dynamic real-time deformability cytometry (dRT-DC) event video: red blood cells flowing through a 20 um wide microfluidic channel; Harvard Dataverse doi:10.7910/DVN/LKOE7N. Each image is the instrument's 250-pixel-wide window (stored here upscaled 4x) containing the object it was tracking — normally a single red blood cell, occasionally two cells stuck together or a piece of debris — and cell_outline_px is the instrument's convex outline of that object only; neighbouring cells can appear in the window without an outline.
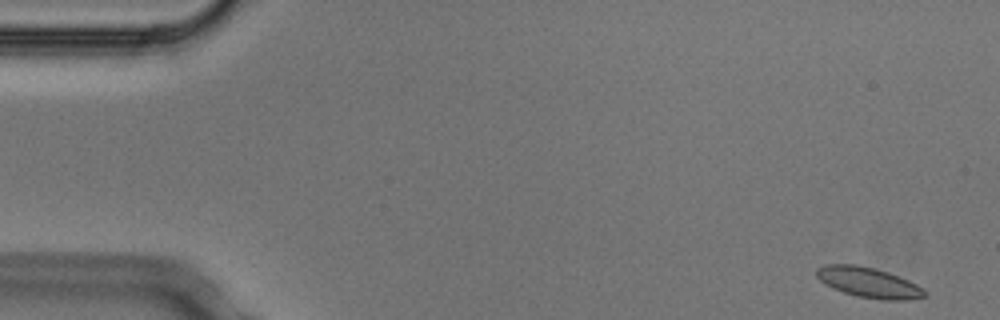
{"species": "Egyptian fruit bat (a non-hibernating species)", "species_latin": "Rousettus aegyptiacus", "temperature_condition": "cold", "stored_images_in_passage": 4, "camera_frame_rate_fps": 3000, "um_per_image_px": 0.085, "animal": {"sex": "male"}, "frame": {"image": 1, "passage_image": 1, "time_ms": 0.0, "image_size_px": [1000, 320], "cell_outline_px": [[928, 296], [908, 300], [884, 300], [856, 296], [832, 288], [820, 280], [816, 276], [816, 268], [824, 264], [856, 264], [888, 272], [908, 280], [916, 284], [928, 292]], "centroid_in_image_um": [73.84, 24.01], "position_along_channel_um": 11.2, "area_um2": 19.13}}
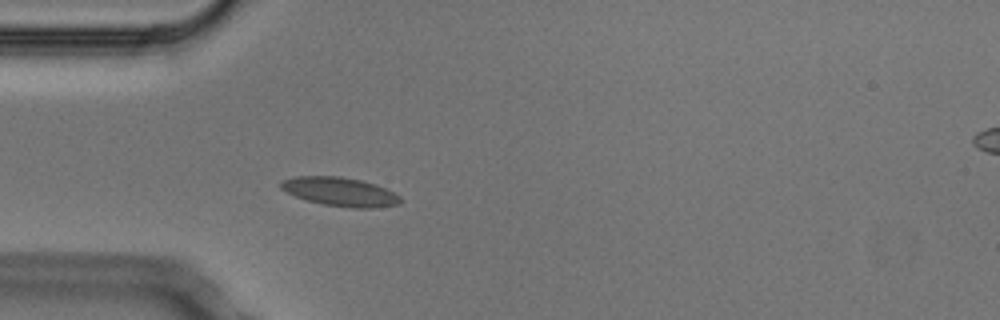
{"frame": {"image": 2, "passage_image": 4, "time_ms": 1.0, "image_size_px": [1000, 320], "cell_outline_px": [[400, 204], [376, 208], [352, 208], [324, 204], [308, 200], [296, 196], [280, 188], [280, 180], [296, 176], [340, 176], [360, 180], [376, 184], [396, 192], [400, 196]], "centroid_in_image_um": [28.94, 16.29], "position_along_channel_um": 56.1, "area_um2": 20.11}}